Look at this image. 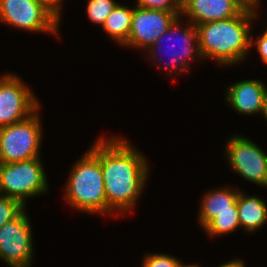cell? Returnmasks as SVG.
Listing matches in <instances>:
<instances>
[{
  "label": "cell",
  "mask_w": 267,
  "mask_h": 267,
  "mask_svg": "<svg viewBox=\"0 0 267 267\" xmlns=\"http://www.w3.org/2000/svg\"><path fill=\"white\" fill-rule=\"evenodd\" d=\"M89 150L100 160L107 215L133 210L150 174L147 158L128 139L118 136H100Z\"/></svg>",
  "instance_id": "6da1fadb"
},
{
  "label": "cell",
  "mask_w": 267,
  "mask_h": 267,
  "mask_svg": "<svg viewBox=\"0 0 267 267\" xmlns=\"http://www.w3.org/2000/svg\"><path fill=\"white\" fill-rule=\"evenodd\" d=\"M258 14L246 7L235 17L196 25L203 60L213 59L223 67L242 63L249 56L252 24Z\"/></svg>",
  "instance_id": "7a4b0ae2"
},
{
  "label": "cell",
  "mask_w": 267,
  "mask_h": 267,
  "mask_svg": "<svg viewBox=\"0 0 267 267\" xmlns=\"http://www.w3.org/2000/svg\"><path fill=\"white\" fill-rule=\"evenodd\" d=\"M65 185L64 199L73 209L88 214H107L100 160L89 149L73 164Z\"/></svg>",
  "instance_id": "3957f363"
},
{
  "label": "cell",
  "mask_w": 267,
  "mask_h": 267,
  "mask_svg": "<svg viewBox=\"0 0 267 267\" xmlns=\"http://www.w3.org/2000/svg\"><path fill=\"white\" fill-rule=\"evenodd\" d=\"M182 18V16L177 17L169 26L168 30L162 36L157 38L156 42L146 51V53L149 52L151 55L150 57L153 59L151 61H154L153 63H155V65L158 63L159 66L164 64L165 71H168L166 73L170 76L173 75V78L174 75L180 74L179 72L189 71L190 64H192L191 62L193 60L195 61L197 58H203L199 48L196 26L187 20V23L183 25ZM165 40L167 42L165 43L167 44V47L165 46L166 48H164L163 52L162 43L165 42ZM173 40L176 42L173 43ZM177 42L181 43L180 46H176ZM158 53L159 55L161 53L162 56L163 54L165 55L169 53L167 55H169L171 61L169 60L170 62L165 63L163 58L161 59L158 56Z\"/></svg>",
  "instance_id": "277c9868"
},
{
  "label": "cell",
  "mask_w": 267,
  "mask_h": 267,
  "mask_svg": "<svg viewBox=\"0 0 267 267\" xmlns=\"http://www.w3.org/2000/svg\"><path fill=\"white\" fill-rule=\"evenodd\" d=\"M40 109L25 120L0 127V155L4 163L41 157L43 129Z\"/></svg>",
  "instance_id": "5b68a950"
},
{
  "label": "cell",
  "mask_w": 267,
  "mask_h": 267,
  "mask_svg": "<svg viewBox=\"0 0 267 267\" xmlns=\"http://www.w3.org/2000/svg\"><path fill=\"white\" fill-rule=\"evenodd\" d=\"M41 157L4 163L0 177V195L19 200L24 206L28 198L48 191V180Z\"/></svg>",
  "instance_id": "8992f818"
},
{
  "label": "cell",
  "mask_w": 267,
  "mask_h": 267,
  "mask_svg": "<svg viewBox=\"0 0 267 267\" xmlns=\"http://www.w3.org/2000/svg\"><path fill=\"white\" fill-rule=\"evenodd\" d=\"M227 164L244 180L267 188V153L243 135L231 136L225 144Z\"/></svg>",
  "instance_id": "52a82bcc"
},
{
  "label": "cell",
  "mask_w": 267,
  "mask_h": 267,
  "mask_svg": "<svg viewBox=\"0 0 267 267\" xmlns=\"http://www.w3.org/2000/svg\"><path fill=\"white\" fill-rule=\"evenodd\" d=\"M0 22L19 30L58 35L61 21L36 0H0Z\"/></svg>",
  "instance_id": "ba28073f"
},
{
  "label": "cell",
  "mask_w": 267,
  "mask_h": 267,
  "mask_svg": "<svg viewBox=\"0 0 267 267\" xmlns=\"http://www.w3.org/2000/svg\"><path fill=\"white\" fill-rule=\"evenodd\" d=\"M26 208L0 228V259L9 267H32L34 248L32 224Z\"/></svg>",
  "instance_id": "9c48e42d"
},
{
  "label": "cell",
  "mask_w": 267,
  "mask_h": 267,
  "mask_svg": "<svg viewBox=\"0 0 267 267\" xmlns=\"http://www.w3.org/2000/svg\"><path fill=\"white\" fill-rule=\"evenodd\" d=\"M40 107L29 86L16 74L0 76V127L25 120Z\"/></svg>",
  "instance_id": "30bf717a"
},
{
  "label": "cell",
  "mask_w": 267,
  "mask_h": 267,
  "mask_svg": "<svg viewBox=\"0 0 267 267\" xmlns=\"http://www.w3.org/2000/svg\"><path fill=\"white\" fill-rule=\"evenodd\" d=\"M177 17L173 12L135 5L129 38L123 47L147 50L168 30Z\"/></svg>",
  "instance_id": "8fae6325"
},
{
  "label": "cell",
  "mask_w": 267,
  "mask_h": 267,
  "mask_svg": "<svg viewBox=\"0 0 267 267\" xmlns=\"http://www.w3.org/2000/svg\"><path fill=\"white\" fill-rule=\"evenodd\" d=\"M246 7L240 0H182L181 16L196 26L235 17Z\"/></svg>",
  "instance_id": "7c38bea8"
},
{
  "label": "cell",
  "mask_w": 267,
  "mask_h": 267,
  "mask_svg": "<svg viewBox=\"0 0 267 267\" xmlns=\"http://www.w3.org/2000/svg\"><path fill=\"white\" fill-rule=\"evenodd\" d=\"M266 90L263 81L246 79L227 86L225 99L237 113L256 115L262 111Z\"/></svg>",
  "instance_id": "4fadbf2b"
},
{
  "label": "cell",
  "mask_w": 267,
  "mask_h": 267,
  "mask_svg": "<svg viewBox=\"0 0 267 267\" xmlns=\"http://www.w3.org/2000/svg\"><path fill=\"white\" fill-rule=\"evenodd\" d=\"M241 189L227 186L208 190L201 199L198 223L204 229L219 213L238 212L237 198Z\"/></svg>",
  "instance_id": "5bb4252c"
},
{
  "label": "cell",
  "mask_w": 267,
  "mask_h": 267,
  "mask_svg": "<svg viewBox=\"0 0 267 267\" xmlns=\"http://www.w3.org/2000/svg\"><path fill=\"white\" fill-rule=\"evenodd\" d=\"M240 227L246 233H254L267 223V203L259 196L246 195L242 190L237 198Z\"/></svg>",
  "instance_id": "9a60e30c"
},
{
  "label": "cell",
  "mask_w": 267,
  "mask_h": 267,
  "mask_svg": "<svg viewBox=\"0 0 267 267\" xmlns=\"http://www.w3.org/2000/svg\"><path fill=\"white\" fill-rule=\"evenodd\" d=\"M133 10L134 8L119 3L102 25L103 30L109 34L112 41H116L121 46H124L129 38Z\"/></svg>",
  "instance_id": "2e32d148"
},
{
  "label": "cell",
  "mask_w": 267,
  "mask_h": 267,
  "mask_svg": "<svg viewBox=\"0 0 267 267\" xmlns=\"http://www.w3.org/2000/svg\"><path fill=\"white\" fill-rule=\"evenodd\" d=\"M240 227L238 212L219 213L203 230L208 236H221L236 231Z\"/></svg>",
  "instance_id": "e0dca14e"
},
{
  "label": "cell",
  "mask_w": 267,
  "mask_h": 267,
  "mask_svg": "<svg viewBox=\"0 0 267 267\" xmlns=\"http://www.w3.org/2000/svg\"><path fill=\"white\" fill-rule=\"evenodd\" d=\"M118 4L116 0H88L86 5L88 20L102 27L108 15Z\"/></svg>",
  "instance_id": "ac0fdd59"
},
{
  "label": "cell",
  "mask_w": 267,
  "mask_h": 267,
  "mask_svg": "<svg viewBox=\"0 0 267 267\" xmlns=\"http://www.w3.org/2000/svg\"><path fill=\"white\" fill-rule=\"evenodd\" d=\"M26 207L17 199L0 195V228L14 220Z\"/></svg>",
  "instance_id": "d6986e66"
},
{
  "label": "cell",
  "mask_w": 267,
  "mask_h": 267,
  "mask_svg": "<svg viewBox=\"0 0 267 267\" xmlns=\"http://www.w3.org/2000/svg\"><path fill=\"white\" fill-rule=\"evenodd\" d=\"M135 5L146 9L173 12L178 17L182 12V0H136Z\"/></svg>",
  "instance_id": "ffe728a7"
},
{
  "label": "cell",
  "mask_w": 267,
  "mask_h": 267,
  "mask_svg": "<svg viewBox=\"0 0 267 267\" xmlns=\"http://www.w3.org/2000/svg\"><path fill=\"white\" fill-rule=\"evenodd\" d=\"M142 267H178L181 259L164 253H145Z\"/></svg>",
  "instance_id": "44dd1931"
},
{
  "label": "cell",
  "mask_w": 267,
  "mask_h": 267,
  "mask_svg": "<svg viewBox=\"0 0 267 267\" xmlns=\"http://www.w3.org/2000/svg\"><path fill=\"white\" fill-rule=\"evenodd\" d=\"M252 32H251V42L250 45L253 47L256 45L257 52L259 54V57L261 58V61L267 65V34L262 33L261 36H258L256 40L252 39ZM253 40V41H252Z\"/></svg>",
  "instance_id": "7402d4cb"
},
{
  "label": "cell",
  "mask_w": 267,
  "mask_h": 267,
  "mask_svg": "<svg viewBox=\"0 0 267 267\" xmlns=\"http://www.w3.org/2000/svg\"><path fill=\"white\" fill-rule=\"evenodd\" d=\"M38 3L42 4L47 10H49L59 21L62 12V3L64 0H36Z\"/></svg>",
  "instance_id": "603a6c76"
},
{
  "label": "cell",
  "mask_w": 267,
  "mask_h": 267,
  "mask_svg": "<svg viewBox=\"0 0 267 267\" xmlns=\"http://www.w3.org/2000/svg\"><path fill=\"white\" fill-rule=\"evenodd\" d=\"M246 264L242 259H232L231 261L225 262L218 267H246Z\"/></svg>",
  "instance_id": "cb8c5ba5"
},
{
  "label": "cell",
  "mask_w": 267,
  "mask_h": 267,
  "mask_svg": "<svg viewBox=\"0 0 267 267\" xmlns=\"http://www.w3.org/2000/svg\"><path fill=\"white\" fill-rule=\"evenodd\" d=\"M242 1L247 7L253 8V10H258V6L261 3L260 0H240Z\"/></svg>",
  "instance_id": "d4e9b609"
},
{
  "label": "cell",
  "mask_w": 267,
  "mask_h": 267,
  "mask_svg": "<svg viewBox=\"0 0 267 267\" xmlns=\"http://www.w3.org/2000/svg\"><path fill=\"white\" fill-rule=\"evenodd\" d=\"M261 114L267 120V90H266V93H265V96H264V102H263V107H262Z\"/></svg>",
  "instance_id": "484cf974"
},
{
  "label": "cell",
  "mask_w": 267,
  "mask_h": 267,
  "mask_svg": "<svg viewBox=\"0 0 267 267\" xmlns=\"http://www.w3.org/2000/svg\"><path fill=\"white\" fill-rule=\"evenodd\" d=\"M178 267H200V266L198 263H196V264L190 263V265L189 264L186 265L184 262L181 261Z\"/></svg>",
  "instance_id": "4316f807"
},
{
  "label": "cell",
  "mask_w": 267,
  "mask_h": 267,
  "mask_svg": "<svg viewBox=\"0 0 267 267\" xmlns=\"http://www.w3.org/2000/svg\"><path fill=\"white\" fill-rule=\"evenodd\" d=\"M3 164H4V162L1 159V155H0V177H1V171H2Z\"/></svg>",
  "instance_id": "83f0119b"
},
{
  "label": "cell",
  "mask_w": 267,
  "mask_h": 267,
  "mask_svg": "<svg viewBox=\"0 0 267 267\" xmlns=\"http://www.w3.org/2000/svg\"><path fill=\"white\" fill-rule=\"evenodd\" d=\"M265 26H267V25H265ZM263 32L267 34V27H266V29Z\"/></svg>",
  "instance_id": "f1b7e54d"
}]
</instances>
